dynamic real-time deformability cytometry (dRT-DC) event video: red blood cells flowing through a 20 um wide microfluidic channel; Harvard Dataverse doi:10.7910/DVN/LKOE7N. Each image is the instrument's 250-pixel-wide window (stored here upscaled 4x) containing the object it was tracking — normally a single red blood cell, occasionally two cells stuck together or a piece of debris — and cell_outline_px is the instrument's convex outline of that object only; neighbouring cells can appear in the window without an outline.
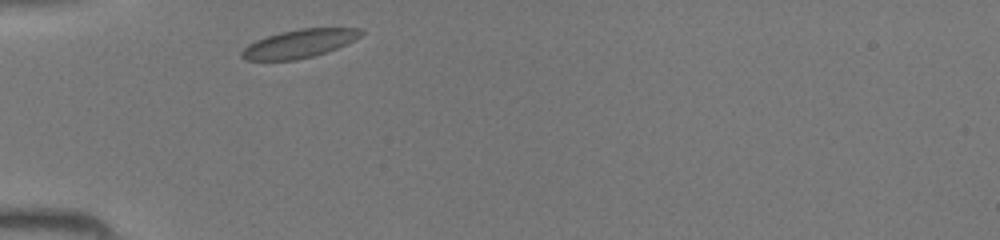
{"species": "common noctule bat (a hibernating species)", "species_latin": "Nyctalus noctula", "temperature_condition": "room temperature", "stored_images_in_passage": 26, "camera_frame_rate_fps": 3000, "um_per_image_px": 0.085, "animal": {"sex": "female", "body_mass_g": 19.5, "forearm_length_mm": 54.1}, "frame": {"image": 1, "passage_image": 1, "time_ms": 0.0, "image_size_px": [1000, 240], "cell_outline_px": [[364, 32], [360, 36], [328, 52], [296, 60], [244, 60], [240, 56], [240, 52], [248, 44], [256, 40], [280, 32], [300, 28], [360, 28]], "centroid_in_image_um": [25.4, 3.71], "position_along_channel_um": 59.6, "area_um2": 19.54}}
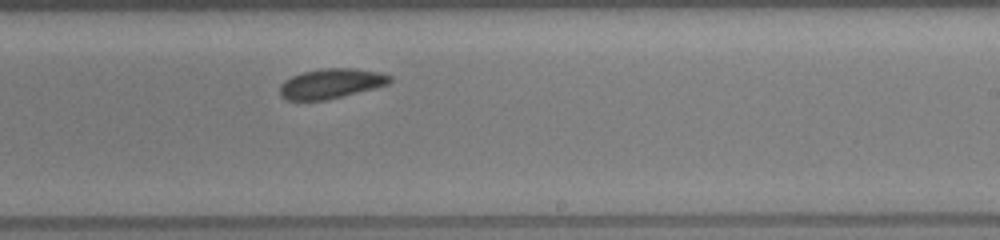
{"frame": {"image": 2, "passage_image": 15, "time_ms": 4.667, "image_size_px": [1000, 240], "cell_outline_px": [[392, 80], [388, 84], [324, 100], [288, 100], [280, 96], [280, 84], [284, 80], [292, 76], [304, 72], [324, 68], [352, 68], [380, 72], [392, 76]], "centroid_in_image_um": [28.12, 7.09], "position_along_channel_um": 260.9, "area_um2": 18.84}}
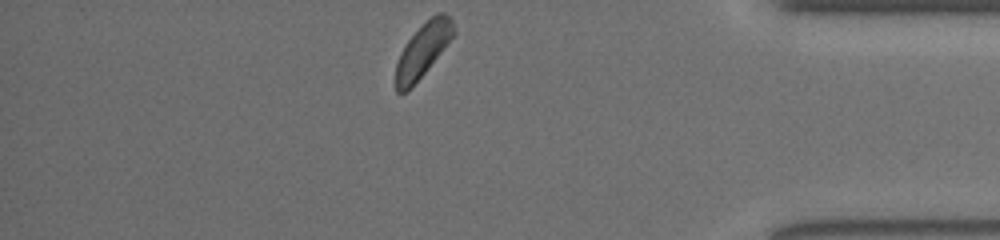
{"frame": {"image": 3, "passage_image": 26, "time_ms": 8.333, "image_size_px": [1000, 240], "cell_outline_px": [[456, 32], [412, 88], [408, 92], [396, 92], [396, 64], [400, 52], [408, 40], [436, 12], [444, 12], [452, 20]], "centroid_in_image_um": [35.94, 4.28], "position_along_channel_um": 399.3, "area_um2": 17.69}}